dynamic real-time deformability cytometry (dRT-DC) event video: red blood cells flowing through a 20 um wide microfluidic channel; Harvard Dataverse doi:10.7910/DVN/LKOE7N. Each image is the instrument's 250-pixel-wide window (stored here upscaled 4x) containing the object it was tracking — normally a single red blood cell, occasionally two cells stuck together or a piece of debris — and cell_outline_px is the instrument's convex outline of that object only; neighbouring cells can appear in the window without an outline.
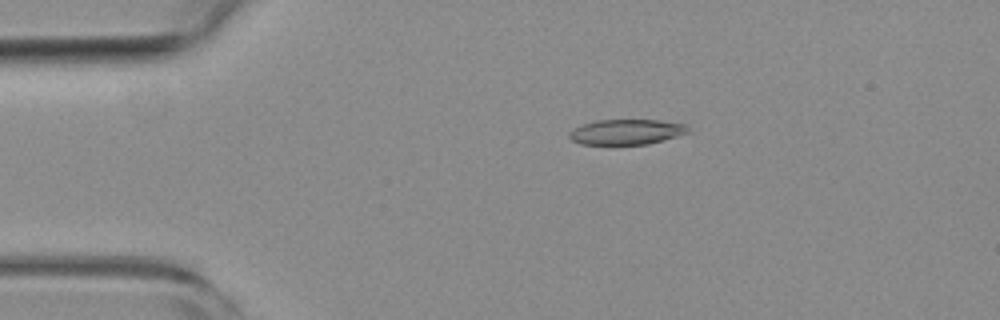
{"species": "common noctule bat (a hibernating species)", "species_latin": "Nyctalus noctula", "temperature_condition": "room temperature", "stored_images_in_passage": 53, "camera_frame_rate_fps": 3000, "um_per_image_px": 0.085, "animal": {"sex": "female", "body_mass_g": 19.3, "forearm_length_mm": 54.1}, "frame": {"image": 1, "passage_image": 10, "time_ms": 3.0, "image_size_px": [1000, 320], "cell_outline_px": [[692, 132], [648, 144], [580, 144], [572, 140], [568, 136], [568, 132], [572, 128], [596, 120], [660, 120], [684, 124]], "centroid_in_image_um": [53.24, 11.21], "position_along_channel_um": 31.8, "area_um2": 17.51}}
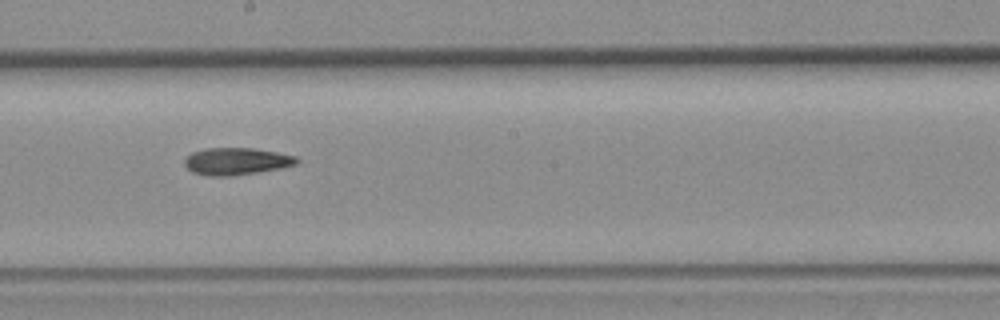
{"frame": {"image": 2, "passage_image": 29, "time_ms": 9.333, "image_size_px": [1000, 320], "cell_outline_px": [[300, 160], [296, 164], [280, 168], [232, 176], [208, 176], [192, 172], [184, 164], [184, 160], [192, 152], [204, 148], [252, 148], [276, 152], [296, 156]], "centroid_in_image_um": [20.08, 13.71], "position_along_channel_um": 228.1, "area_um2": 17.69}}
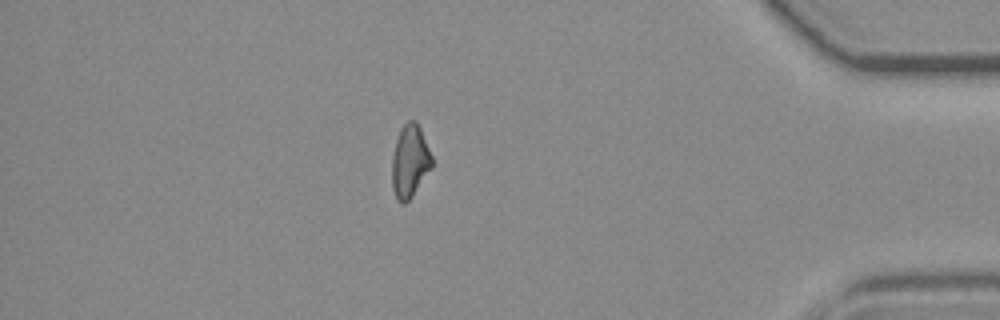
{"frame": {"image": 3, "passage_image": 46, "time_ms": 15.0, "image_size_px": [1000, 320], "cell_outline_px": [[432, 168], [412, 196], [404, 204], [400, 204], [396, 200], [392, 188], [392, 156], [396, 140], [400, 128], [408, 120], [416, 120], [420, 128], [432, 156]], "centroid_in_image_um": [34.83, 13.72], "position_along_channel_um": 400.4, "area_um2": 17.05}}